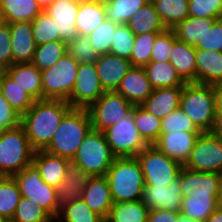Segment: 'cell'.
I'll use <instances>...</instances> for the list:
<instances>
[{
    "instance_id": "6da1fadb",
    "label": "cell",
    "mask_w": 222,
    "mask_h": 222,
    "mask_svg": "<svg viewBox=\"0 0 222 222\" xmlns=\"http://www.w3.org/2000/svg\"><path fill=\"white\" fill-rule=\"evenodd\" d=\"M72 107L66 100H37L21 116L20 125L24 128L31 148L44 150L51 142L64 115Z\"/></svg>"
},
{
    "instance_id": "7a4b0ae2",
    "label": "cell",
    "mask_w": 222,
    "mask_h": 222,
    "mask_svg": "<svg viewBox=\"0 0 222 222\" xmlns=\"http://www.w3.org/2000/svg\"><path fill=\"white\" fill-rule=\"evenodd\" d=\"M92 129L88 109L71 108L63 117L44 151L72 161L83 139Z\"/></svg>"
},
{
    "instance_id": "3957f363",
    "label": "cell",
    "mask_w": 222,
    "mask_h": 222,
    "mask_svg": "<svg viewBox=\"0 0 222 222\" xmlns=\"http://www.w3.org/2000/svg\"><path fill=\"white\" fill-rule=\"evenodd\" d=\"M105 176L113 202L142 200L145 181L136 157L115 158Z\"/></svg>"
},
{
    "instance_id": "277c9868",
    "label": "cell",
    "mask_w": 222,
    "mask_h": 222,
    "mask_svg": "<svg viewBox=\"0 0 222 222\" xmlns=\"http://www.w3.org/2000/svg\"><path fill=\"white\" fill-rule=\"evenodd\" d=\"M180 109L201 132H211L216 117L213 85L185 83L180 96Z\"/></svg>"
},
{
    "instance_id": "5b68a950",
    "label": "cell",
    "mask_w": 222,
    "mask_h": 222,
    "mask_svg": "<svg viewBox=\"0 0 222 222\" xmlns=\"http://www.w3.org/2000/svg\"><path fill=\"white\" fill-rule=\"evenodd\" d=\"M34 150L31 148L24 128L0 131V174L12 177L32 162Z\"/></svg>"
},
{
    "instance_id": "8992f818",
    "label": "cell",
    "mask_w": 222,
    "mask_h": 222,
    "mask_svg": "<svg viewBox=\"0 0 222 222\" xmlns=\"http://www.w3.org/2000/svg\"><path fill=\"white\" fill-rule=\"evenodd\" d=\"M115 158L103 132L92 128L71 162L90 176H105Z\"/></svg>"
},
{
    "instance_id": "52a82bcc",
    "label": "cell",
    "mask_w": 222,
    "mask_h": 222,
    "mask_svg": "<svg viewBox=\"0 0 222 222\" xmlns=\"http://www.w3.org/2000/svg\"><path fill=\"white\" fill-rule=\"evenodd\" d=\"M79 62L66 53L51 68L41 71L42 100H66L73 92Z\"/></svg>"
},
{
    "instance_id": "ba28073f",
    "label": "cell",
    "mask_w": 222,
    "mask_h": 222,
    "mask_svg": "<svg viewBox=\"0 0 222 222\" xmlns=\"http://www.w3.org/2000/svg\"><path fill=\"white\" fill-rule=\"evenodd\" d=\"M136 158L140 163L145 185L168 186L177 179L183 167L154 145H148Z\"/></svg>"
},
{
    "instance_id": "9c48e42d",
    "label": "cell",
    "mask_w": 222,
    "mask_h": 222,
    "mask_svg": "<svg viewBox=\"0 0 222 222\" xmlns=\"http://www.w3.org/2000/svg\"><path fill=\"white\" fill-rule=\"evenodd\" d=\"M16 181L21 197L38 203L54 219L57 218L56 188L46 184L37 166L31 162L21 172L12 176Z\"/></svg>"
},
{
    "instance_id": "30bf717a",
    "label": "cell",
    "mask_w": 222,
    "mask_h": 222,
    "mask_svg": "<svg viewBox=\"0 0 222 222\" xmlns=\"http://www.w3.org/2000/svg\"><path fill=\"white\" fill-rule=\"evenodd\" d=\"M103 134L116 158L136 157L148 146L139 134L132 111Z\"/></svg>"
},
{
    "instance_id": "8fae6325",
    "label": "cell",
    "mask_w": 222,
    "mask_h": 222,
    "mask_svg": "<svg viewBox=\"0 0 222 222\" xmlns=\"http://www.w3.org/2000/svg\"><path fill=\"white\" fill-rule=\"evenodd\" d=\"M184 167L193 171L222 174V137L212 132L201 133Z\"/></svg>"
},
{
    "instance_id": "7c38bea8",
    "label": "cell",
    "mask_w": 222,
    "mask_h": 222,
    "mask_svg": "<svg viewBox=\"0 0 222 222\" xmlns=\"http://www.w3.org/2000/svg\"><path fill=\"white\" fill-rule=\"evenodd\" d=\"M133 106L132 103L128 102L116 91H105L104 94L88 108L92 128L103 132L116 124L122 117L127 116L132 111Z\"/></svg>"
},
{
    "instance_id": "4fadbf2b",
    "label": "cell",
    "mask_w": 222,
    "mask_h": 222,
    "mask_svg": "<svg viewBox=\"0 0 222 222\" xmlns=\"http://www.w3.org/2000/svg\"><path fill=\"white\" fill-rule=\"evenodd\" d=\"M182 198H220L222 191V174L193 171L184 166L178 177Z\"/></svg>"
},
{
    "instance_id": "5bb4252c",
    "label": "cell",
    "mask_w": 222,
    "mask_h": 222,
    "mask_svg": "<svg viewBox=\"0 0 222 222\" xmlns=\"http://www.w3.org/2000/svg\"><path fill=\"white\" fill-rule=\"evenodd\" d=\"M95 63L79 64L73 92L68 99L72 108L88 109L103 94Z\"/></svg>"
},
{
    "instance_id": "9a60e30c",
    "label": "cell",
    "mask_w": 222,
    "mask_h": 222,
    "mask_svg": "<svg viewBox=\"0 0 222 222\" xmlns=\"http://www.w3.org/2000/svg\"><path fill=\"white\" fill-rule=\"evenodd\" d=\"M201 132L175 131L161 133L153 144L169 158L179 162L182 166L188 161L195 141Z\"/></svg>"
},
{
    "instance_id": "2e32d148",
    "label": "cell",
    "mask_w": 222,
    "mask_h": 222,
    "mask_svg": "<svg viewBox=\"0 0 222 222\" xmlns=\"http://www.w3.org/2000/svg\"><path fill=\"white\" fill-rule=\"evenodd\" d=\"M182 189L179 179L168 186L145 185L142 202L151 209L181 210Z\"/></svg>"
},
{
    "instance_id": "e0dca14e",
    "label": "cell",
    "mask_w": 222,
    "mask_h": 222,
    "mask_svg": "<svg viewBox=\"0 0 222 222\" xmlns=\"http://www.w3.org/2000/svg\"><path fill=\"white\" fill-rule=\"evenodd\" d=\"M90 177L80 166L72 162L69 163L63 181L56 187L57 216L59 210L65 205L81 199Z\"/></svg>"
},
{
    "instance_id": "ac0fdd59",
    "label": "cell",
    "mask_w": 222,
    "mask_h": 222,
    "mask_svg": "<svg viewBox=\"0 0 222 222\" xmlns=\"http://www.w3.org/2000/svg\"><path fill=\"white\" fill-rule=\"evenodd\" d=\"M95 67L104 91H116L132 66L128 59L106 53L99 55Z\"/></svg>"
},
{
    "instance_id": "d6986e66",
    "label": "cell",
    "mask_w": 222,
    "mask_h": 222,
    "mask_svg": "<svg viewBox=\"0 0 222 222\" xmlns=\"http://www.w3.org/2000/svg\"><path fill=\"white\" fill-rule=\"evenodd\" d=\"M80 3L72 0H54L45 11L55 20L60 40L68 43L78 33L76 18Z\"/></svg>"
},
{
    "instance_id": "ffe728a7",
    "label": "cell",
    "mask_w": 222,
    "mask_h": 222,
    "mask_svg": "<svg viewBox=\"0 0 222 222\" xmlns=\"http://www.w3.org/2000/svg\"><path fill=\"white\" fill-rule=\"evenodd\" d=\"M143 67L132 66L122 78L116 92L133 105H141L153 92Z\"/></svg>"
},
{
    "instance_id": "44dd1931",
    "label": "cell",
    "mask_w": 222,
    "mask_h": 222,
    "mask_svg": "<svg viewBox=\"0 0 222 222\" xmlns=\"http://www.w3.org/2000/svg\"><path fill=\"white\" fill-rule=\"evenodd\" d=\"M81 198L92 211L106 219L113 205L106 176H91Z\"/></svg>"
},
{
    "instance_id": "7402d4cb",
    "label": "cell",
    "mask_w": 222,
    "mask_h": 222,
    "mask_svg": "<svg viewBox=\"0 0 222 222\" xmlns=\"http://www.w3.org/2000/svg\"><path fill=\"white\" fill-rule=\"evenodd\" d=\"M13 64L31 63L36 50L30 22L9 23Z\"/></svg>"
},
{
    "instance_id": "603a6c76",
    "label": "cell",
    "mask_w": 222,
    "mask_h": 222,
    "mask_svg": "<svg viewBox=\"0 0 222 222\" xmlns=\"http://www.w3.org/2000/svg\"><path fill=\"white\" fill-rule=\"evenodd\" d=\"M32 162L37 166L42 180L56 188L67 172L71 161L66 158L52 155L44 150L34 151Z\"/></svg>"
},
{
    "instance_id": "cb8c5ba5",
    "label": "cell",
    "mask_w": 222,
    "mask_h": 222,
    "mask_svg": "<svg viewBox=\"0 0 222 222\" xmlns=\"http://www.w3.org/2000/svg\"><path fill=\"white\" fill-rule=\"evenodd\" d=\"M183 87L158 88L140 105L147 112L163 119L180 107V96Z\"/></svg>"
},
{
    "instance_id": "d4e9b609",
    "label": "cell",
    "mask_w": 222,
    "mask_h": 222,
    "mask_svg": "<svg viewBox=\"0 0 222 222\" xmlns=\"http://www.w3.org/2000/svg\"><path fill=\"white\" fill-rule=\"evenodd\" d=\"M4 72L35 101L42 100L41 71L32 63H16L4 69Z\"/></svg>"
},
{
    "instance_id": "484cf974",
    "label": "cell",
    "mask_w": 222,
    "mask_h": 222,
    "mask_svg": "<svg viewBox=\"0 0 222 222\" xmlns=\"http://www.w3.org/2000/svg\"><path fill=\"white\" fill-rule=\"evenodd\" d=\"M196 49L193 46L176 40L173 43L170 63L185 83H197Z\"/></svg>"
},
{
    "instance_id": "4316f807",
    "label": "cell",
    "mask_w": 222,
    "mask_h": 222,
    "mask_svg": "<svg viewBox=\"0 0 222 222\" xmlns=\"http://www.w3.org/2000/svg\"><path fill=\"white\" fill-rule=\"evenodd\" d=\"M197 83L214 85L222 82V52L196 49Z\"/></svg>"
},
{
    "instance_id": "83f0119b",
    "label": "cell",
    "mask_w": 222,
    "mask_h": 222,
    "mask_svg": "<svg viewBox=\"0 0 222 222\" xmlns=\"http://www.w3.org/2000/svg\"><path fill=\"white\" fill-rule=\"evenodd\" d=\"M41 11L35 0H0V20L6 23L31 22Z\"/></svg>"
},
{
    "instance_id": "f1b7e54d",
    "label": "cell",
    "mask_w": 222,
    "mask_h": 222,
    "mask_svg": "<svg viewBox=\"0 0 222 222\" xmlns=\"http://www.w3.org/2000/svg\"><path fill=\"white\" fill-rule=\"evenodd\" d=\"M105 20L104 0H90L80 3L76 18L77 33L88 36Z\"/></svg>"
},
{
    "instance_id": "f546056e",
    "label": "cell",
    "mask_w": 222,
    "mask_h": 222,
    "mask_svg": "<svg viewBox=\"0 0 222 222\" xmlns=\"http://www.w3.org/2000/svg\"><path fill=\"white\" fill-rule=\"evenodd\" d=\"M216 18H198L188 16L178 23L172 30L181 42L196 47L208 29H211Z\"/></svg>"
},
{
    "instance_id": "4dcf8cb0",
    "label": "cell",
    "mask_w": 222,
    "mask_h": 222,
    "mask_svg": "<svg viewBox=\"0 0 222 222\" xmlns=\"http://www.w3.org/2000/svg\"><path fill=\"white\" fill-rule=\"evenodd\" d=\"M127 25L135 35L161 33L167 29L162 23L151 0L135 11Z\"/></svg>"
},
{
    "instance_id": "1f68e13d",
    "label": "cell",
    "mask_w": 222,
    "mask_h": 222,
    "mask_svg": "<svg viewBox=\"0 0 222 222\" xmlns=\"http://www.w3.org/2000/svg\"><path fill=\"white\" fill-rule=\"evenodd\" d=\"M143 68L154 89L183 87L185 84L170 62H150Z\"/></svg>"
},
{
    "instance_id": "d6a6232c",
    "label": "cell",
    "mask_w": 222,
    "mask_h": 222,
    "mask_svg": "<svg viewBox=\"0 0 222 222\" xmlns=\"http://www.w3.org/2000/svg\"><path fill=\"white\" fill-rule=\"evenodd\" d=\"M0 93L20 116L25 114L35 102V100L5 72L0 76Z\"/></svg>"
},
{
    "instance_id": "836d02e7",
    "label": "cell",
    "mask_w": 222,
    "mask_h": 222,
    "mask_svg": "<svg viewBox=\"0 0 222 222\" xmlns=\"http://www.w3.org/2000/svg\"><path fill=\"white\" fill-rule=\"evenodd\" d=\"M149 208L142 202H113L110 208L108 222H147Z\"/></svg>"
},
{
    "instance_id": "e575fe53",
    "label": "cell",
    "mask_w": 222,
    "mask_h": 222,
    "mask_svg": "<svg viewBox=\"0 0 222 222\" xmlns=\"http://www.w3.org/2000/svg\"><path fill=\"white\" fill-rule=\"evenodd\" d=\"M167 29H173L189 16V0H151Z\"/></svg>"
},
{
    "instance_id": "d590c367",
    "label": "cell",
    "mask_w": 222,
    "mask_h": 222,
    "mask_svg": "<svg viewBox=\"0 0 222 222\" xmlns=\"http://www.w3.org/2000/svg\"><path fill=\"white\" fill-rule=\"evenodd\" d=\"M135 125L148 145H153L161 135V119L147 112L140 105L132 108Z\"/></svg>"
},
{
    "instance_id": "8d00e7d4",
    "label": "cell",
    "mask_w": 222,
    "mask_h": 222,
    "mask_svg": "<svg viewBox=\"0 0 222 222\" xmlns=\"http://www.w3.org/2000/svg\"><path fill=\"white\" fill-rule=\"evenodd\" d=\"M220 198H183L180 213L190 220L204 222L219 206Z\"/></svg>"
},
{
    "instance_id": "74e56055",
    "label": "cell",
    "mask_w": 222,
    "mask_h": 222,
    "mask_svg": "<svg viewBox=\"0 0 222 222\" xmlns=\"http://www.w3.org/2000/svg\"><path fill=\"white\" fill-rule=\"evenodd\" d=\"M150 0H104L106 19L118 25L127 24L135 11Z\"/></svg>"
},
{
    "instance_id": "f35d334b",
    "label": "cell",
    "mask_w": 222,
    "mask_h": 222,
    "mask_svg": "<svg viewBox=\"0 0 222 222\" xmlns=\"http://www.w3.org/2000/svg\"><path fill=\"white\" fill-rule=\"evenodd\" d=\"M67 53V43L55 40L37 46L33 61L31 62L38 70L45 71L56 64Z\"/></svg>"
},
{
    "instance_id": "ab89813d",
    "label": "cell",
    "mask_w": 222,
    "mask_h": 222,
    "mask_svg": "<svg viewBox=\"0 0 222 222\" xmlns=\"http://www.w3.org/2000/svg\"><path fill=\"white\" fill-rule=\"evenodd\" d=\"M103 219L81 198L61 208L55 222H101Z\"/></svg>"
},
{
    "instance_id": "60d3db41",
    "label": "cell",
    "mask_w": 222,
    "mask_h": 222,
    "mask_svg": "<svg viewBox=\"0 0 222 222\" xmlns=\"http://www.w3.org/2000/svg\"><path fill=\"white\" fill-rule=\"evenodd\" d=\"M20 199L21 194L14 178L2 176L0 178V215L13 218Z\"/></svg>"
},
{
    "instance_id": "b9f144b4",
    "label": "cell",
    "mask_w": 222,
    "mask_h": 222,
    "mask_svg": "<svg viewBox=\"0 0 222 222\" xmlns=\"http://www.w3.org/2000/svg\"><path fill=\"white\" fill-rule=\"evenodd\" d=\"M30 23L37 46L60 40L55 20L45 10H42Z\"/></svg>"
},
{
    "instance_id": "7bdbcfd3",
    "label": "cell",
    "mask_w": 222,
    "mask_h": 222,
    "mask_svg": "<svg viewBox=\"0 0 222 222\" xmlns=\"http://www.w3.org/2000/svg\"><path fill=\"white\" fill-rule=\"evenodd\" d=\"M13 219L17 222H55L44 208L26 197H21Z\"/></svg>"
},
{
    "instance_id": "ee69618b",
    "label": "cell",
    "mask_w": 222,
    "mask_h": 222,
    "mask_svg": "<svg viewBox=\"0 0 222 222\" xmlns=\"http://www.w3.org/2000/svg\"><path fill=\"white\" fill-rule=\"evenodd\" d=\"M159 33L135 35L134 47L130 56L131 66L144 67L151 62L154 40Z\"/></svg>"
},
{
    "instance_id": "f6af8a7d",
    "label": "cell",
    "mask_w": 222,
    "mask_h": 222,
    "mask_svg": "<svg viewBox=\"0 0 222 222\" xmlns=\"http://www.w3.org/2000/svg\"><path fill=\"white\" fill-rule=\"evenodd\" d=\"M135 34L127 24L117 25L113 41L111 43L110 54L130 60L134 47Z\"/></svg>"
},
{
    "instance_id": "bcb514c9",
    "label": "cell",
    "mask_w": 222,
    "mask_h": 222,
    "mask_svg": "<svg viewBox=\"0 0 222 222\" xmlns=\"http://www.w3.org/2000/svg\"><path fill=\"white\" fill-rule=\"evenodd\" d=\"M118 24L105 20L91 34L88 35L92 47L98 55L110 53L111 43Z\"/></svg>"
},
{
    "instance_id": "7dc6e473",
    "label": "cell",
    "mask_w": 222,
    "mask_h": 222,
    "mask_svg": "<svg viewBox=\"0 0 222 222\" xmlns=\"http://www.w3.org/2000/svg\"><path fill=\"white\" fill-rule=\"evenodd\" d=\"M67 53L81 63H95L99 55L85 35H77L67 43Z\"/></svg>"
},
{
    "instance_id": "c3c4849f",
    "label": "cell",
    "mask_w": 222,
    "mask_h": 222,
    "mask_svg": "<svg viewBox=\"0 0 222 222\" xmlns=\"http://www.w3.org/2000/svg\"><path fill=\"white\" fill-rule=\"evenodd\" d=\"M177 40L172 29H166L159 33L155 40L151 53V62H169L173 43Z\"/></svg>"
},
{
    "instance_id": "681fc988",
    "label": "cell",
    "mask_w": 222,
    "mask_h": 222,
    "mask_svg": "<svg viewBox=\"0 0 222 222\" xmlns=\"http://www.w3.org/2000/svg\"><path fill=\"white\" fill-rule=\"evenodd\" d=\"M175 131L200 132L180 107L161 119V133Z\"/></svg>"
},
{
    "instance_id": "f907efd6",
    "label": "cell",
    "mask_w": 222,
    "mask_h": 222,
    "mask_svg": "<svg viewBox=\"0 0 222 222\" xmlns=\"http://www.w3.org/2000/svg\"><path fill=\"white\" fill-rule=\"evenodd\" d=\"M189 16L198 18H222V0H189Z\"/></svg>"
},
{
    "instance_id": "816d5d0a",
    "label": "cell",
    "mask_w": 222,
    "mask_h": 222,
    "mask_svg": "<svg viewBox=\"0 0 222 222\" xmlns=\"http://www.w3.org/2000/svg\"><path fill=\"white\" fill-rule=\"evenodd\" d=\"M195 49L222 52V18L215 20Z\"/></svg>"
},
{
    "instance_id": "f5cc1de1",
    "label": "cell",
    "mask_w": 222,
    "mask_h": 222,
    "mask_svg": "<svg viewBox=\"0 0 222 222\" xmlns=\"http://www.w3.org/2000/svg\"><path fill=\"white\" fill-rule=\"evenodd\" d=\"M13 65L9 23L0 20V66L3 69Z\"/></svg>"
},
{
    "instance_id": "db71d44e",
    "label": "cell",
    "mask_w": 222,
    "mask_h": 222,
    "mask_svg": "<svg viewBox=\"0 0 222 222\" xmlns=\"http://www.w3.org/2000/svg\"><path fill=\"white\" fill-rule=\"evenodd\" d=\"M20 120L21 116L15 112L9 102L0 93V131L18 127Z\"/></svg>"
},
{
    "instance_id": "11a10c76",
    "label": "cell",
    "mask_w": 222,
    "mask_h": 222,
    "mask_svg": "<svg viewBox=\"0 0 222 222\" xmlns=\"http://www.w3.org/2000/svg\"><path fill=\"white\" fill-rule=\"evenodd\" d=\"M180 215L178 211L151 209L148 212L147 222H177Z\"/></svg>"
},
{
    "instance_id": "9f6ffc18",
    "label": "cell",
    "mask_w": 222,
    "mask_h": 222,
    "mask_svg": "<svg viewBox=\"0 0 222 222\" xmlns=\"http://www.w3.org/2000/svg\"><path fill=\"white\" fill-rule=\"evenodd\" d=\"M215 92L216 112H222V82L213 85Z\"/></svg>"
},
{
    "instance_id": "6f0895ef",
    "label": "cell",
    "mask_w": 222,
    "mask_h": 222,
    "mask_svg": "<svg viewBox=\"0 0 222 222\" xmlns=\"http://www.w3.org/2000/svg\"><path fill=\"white\" fill-rule=\"evenodd\" d=\"M211 132L222 137V112H216L215 124Z\"/></svg>"
},
{
    "instance_id": "680465c9",
    "label": "cell",
    "mask_w": 222,
    "mask_h": 222,
    "mask_svg": "<svg viewBox=\"0 0 222 222\" xmlns=\"http://www.w3.org/2000/svg\"><path fill=\"white\" fill-rule=\"evenodd\" d=\"M204 222H222V206L219 205Z\"/></svg>"
},
{
    "instance_id": "91938a15",
    "label": "cell",
    "mask_w": 222,
    "mask_h": 222,
    "mask_svg": "<svg viewBox=\"0 0 222 222\" xmlns=\"http://www.w3.org/2000/svg\"><path fill=\"white\" fill-rule=\"evenodd\" d=\"M42 10H45L54 0H35Z\"/></svg>"
},
{
    "instance_id": "94428289",
    "label": "cell",
    "mask_w": 222,
    "mask_h": 222,
    "mask_svg": "<svg viewBox=\"0 0 222 222\" xmlns=\"http://www.w3.org/2000/svg\"><path fill=\"white\" fill-rule=\"evenodd\" d=\"M177 222H200V221L190 220V219H188V218L183 217L182 215H180V216L178 217Z\"/></svg>"
},
{
    "instance_id": "6125c7cd",
    "label": "cell",
    "mask_w": 222,
    "mask_h": 222,
    "mask_svg": "<svg viewBox=\"0 0 222 222\" xmlns=\"http://www.w3.org/2000/svg\"><path fill=\"white\" fill-rule=\"evenodd\" d=\"M72 1H75V2H77V3H84V2H88V1H90V0H72Z\"/></svg>"
},
{
    "instance_id": "be15d7a7",
    "label": "cell",
    "mask_w": 222,
    "mask_h": 222,
    "mask_svg": "<svg viewBox=\"0 0 222 222\" xmlns=\"http://www.w3.org/2000/svg\"><path fill=\"white\" fill-rule=\"evenodd\" d=\"M5 222H17V221H15L13 218H7V219L5 220Z\"/></svg>"
},
{
    "instance_id": "e7e4bbea",
    "label": "cell",
    "mask_w": 222,
    "mask_h": 222,
    "mask_svg": "<svg viewBox=\"0 0 222 222\" xmlns=\"http://www.w3.org/2000/svg\"><path fill=\"white\" fill-rule=\"evenodd\" d=\"M6 219H7V218H5V217H3V216L0 215V222H5Z\"/></svg>"
},
{
    "instance_id": "03108f58",
    "label": "cell",
    "mask_w": 222,
    "mask_h": 222,
    "mask_svg": "<svg viewBox=\"0 0 222 222\" xmlns=\"http://www.w3.org/2000/svg\"><path fill=\"white\" fill-rule=\"evenodd\" d=\"M219 205L222 206V191H221V196H220Z\"/></svg>"
},
{
    "instance_id": "003e7915",
    "label": "cell",
    "mask_w": 222,
    "mask_h": 222,
    "mask_svg": "<svg viewBox=\"0 0 222 222\" xmlns=\"http://www.w3.org/2000/svg\"><path fill=\"white\" fill-rule=\"evenodd\" d=\"M4 69L0 66V76L3 74Z\"/></svg>"
},
{
    "instance_id": "a7ac6f4b",
    "label": "cell",
    "mask_w": 222,
    "mask_h": 222,
    "mask_svg": "<svg viewBox=\"0 0 222 222\" xmlns=\"http://www.w3.org/2000/svg\"><path fill=\"white\" fill-rule=\"evenodd\" d=\"M101 222H108L107 219H103Z\"/></svg>"
}]
</instances>
